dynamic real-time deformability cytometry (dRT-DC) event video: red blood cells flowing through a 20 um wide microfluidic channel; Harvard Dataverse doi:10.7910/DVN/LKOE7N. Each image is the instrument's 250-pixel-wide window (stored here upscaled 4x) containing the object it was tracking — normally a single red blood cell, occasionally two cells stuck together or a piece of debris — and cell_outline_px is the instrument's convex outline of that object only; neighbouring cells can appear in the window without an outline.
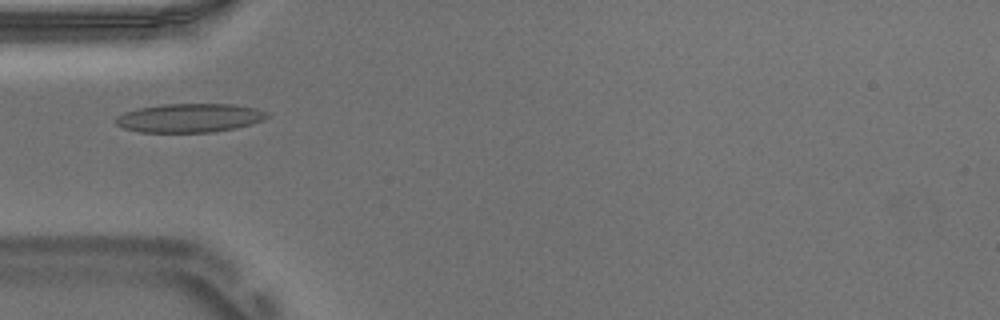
{"species": "Egyptian fruit bat (a non-hibernating species)", "species_latin": "Rousettus aegyptiacus", "temperature_condition": "warm", "stored_images_in_passage": 20, "camera_frame_rate_fps": 3000, "um_per_image_px": 0.085, "animal": {"sex": "male"}, "frame": {"image": 1, "passage_image": 1, "time_ms": 0.0, "image_size_px": [1000, 320], "cell_outline_px": [[268, 116], [264, 120], [252, 124], [236, 128], [212, 132], [140, 132], [124, 128], [116, 124], [116, 116], [124, 112], [136, 108], [164, 104], [232, 104], [256, 108], [268, 112]], "centroid_in_image_um": [16.12, 10.02], "position_along_channel_um": 68.9, "area_um2": 25.49}}
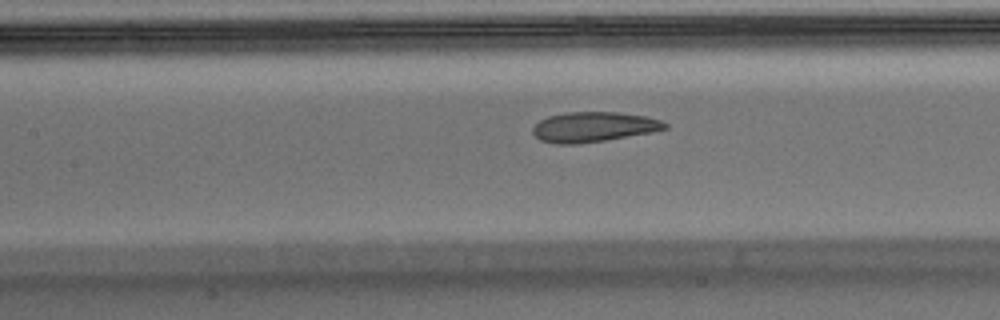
{"frame": {"image": 2, "passage_image": 8, "time_ms": 2.333, "image_size_px": [1000, 320], "cell_outline_px": [[668, 128], [652, 132], [604, 140], [576, 144], [556, 144], [540, 140], [532, 132], [532, 128], [540, 120], [548, 116], [564, 112], [620, 112], [648, 116], [660, 120], [668, 124]], "centroid_in_image_um": [50.46, 10.78], "position_along_channel_um": 156.9, "area_um2": 23.18}}
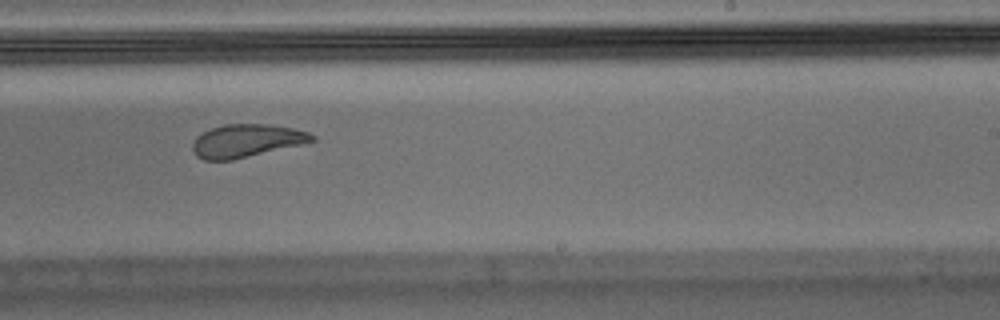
{"frame": {"image": 3, "passage_image": 17, "time_ms": 5.333, "image_size_px": [1000, 320], "cell_outline_px": [[316, 140], [300, 144], [232, 160], [204, 160], [196, 156], [192, 148], [192, 144], [196, 136], [212, 128], [224, 124], [268, 124], [292, 128], [308, 132], [316, 136]], "centroid_in_image_um": [20.92, 11.96], "position_along_channel_um": 268.1, "area_um2": 22.72}}